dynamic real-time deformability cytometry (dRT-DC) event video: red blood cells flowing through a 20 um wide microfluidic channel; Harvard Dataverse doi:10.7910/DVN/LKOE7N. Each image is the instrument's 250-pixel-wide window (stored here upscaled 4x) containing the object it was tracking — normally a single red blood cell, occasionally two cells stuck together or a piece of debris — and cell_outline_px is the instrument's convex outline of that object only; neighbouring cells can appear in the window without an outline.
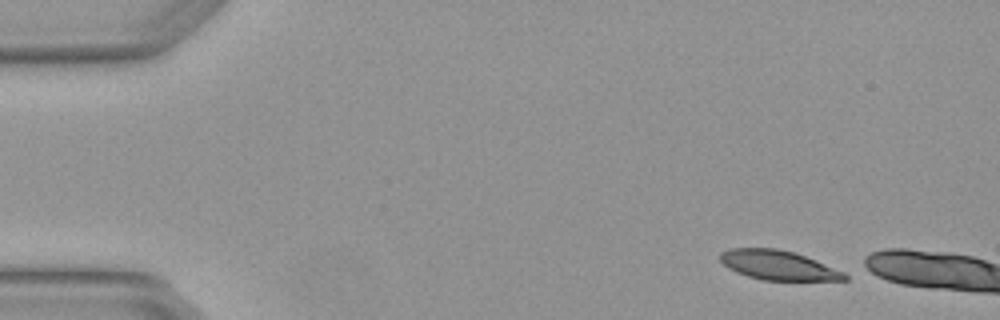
{"species": "Egyptian fruit bat (a non-hibernating species)", "species_latin": "Rousettus aegyptiacus", "temperature_condition": "warm", "stored_images_in_passage": 2, "camera_frame_rate_fps": 3000, "um_per_image_px": 0.085, "animal": {"sex": "female"}, "frame": {"image": 1, "passage_image": 1, "time_ms": 0.0, "image_size_px": [1000, 320], "cell_outline_px": [[848, 280], [764, 280], [748, 276], [736, 272], [728, 268], [720, 260], [720, 252], [728, 248], [776, 248], [792, 252], [816, 260], [844, 272], [848, 276]], "centroid_in_image_um": [66.12, 22.54], "position_along_channel_um": 18.9, "area_um2": 21.21}}